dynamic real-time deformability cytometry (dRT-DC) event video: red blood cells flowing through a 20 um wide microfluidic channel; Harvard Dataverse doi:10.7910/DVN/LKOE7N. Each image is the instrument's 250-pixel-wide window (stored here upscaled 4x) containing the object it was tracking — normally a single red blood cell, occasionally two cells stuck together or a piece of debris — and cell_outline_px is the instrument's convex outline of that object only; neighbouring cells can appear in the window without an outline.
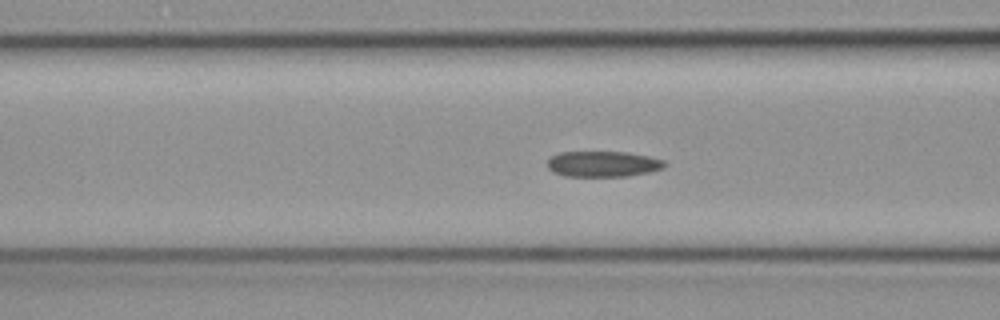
{"species": "common noctule bat (a hibernating species)", "species_latin": "Nyctalus noctula", "temperature_condition": "cold", "stored_images_in_passage": 41, "camera_frame_rate_fps": 3000, "um_per_image_px": 0.085, "animal": {"sex": "female", "body_mass_g": 19.3, "forearm_length_mm": 54.1}, "frame": {"image": 1, "passage_image": 5, "time_ms": 1.333, "image_size_px": [1000, 320], "cell_outline_px": [[668, 164], [664, 168], [652, 172], [628, 176], [564, 176], [552, 172], [548, 168], [548, 160], [552, 156], [560, 152], [628, 152], [648, 156], [664, 160]], "centroid_in_image_um": [51.29, 13.94], "position_along_channel_um": 115.3, "area_um2": 17.74}}
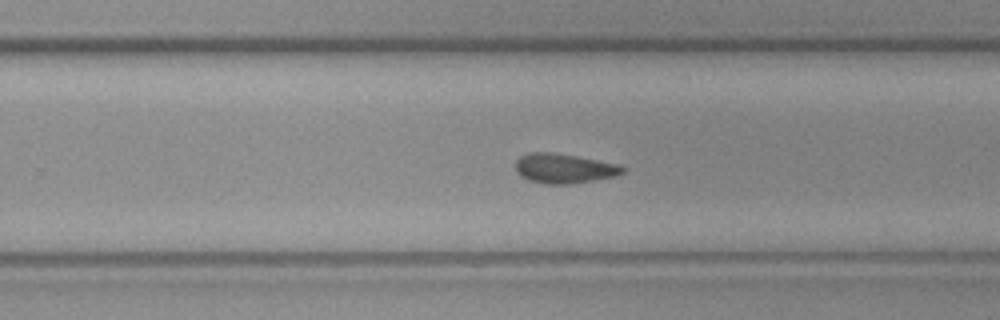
{"frame": {"image": 2, "passage_image": 19, "time_ms": 6.0, "image_size_px": [1000, 320], "cell_outline_px": [[624, 172], [616, 176], [568, 184], [544, 184], [528, 180], [520, 176], [516, 172], [516, 160], [520, 156], [528, 152], [552, 152], [576, 156], [620, 164], [624, 168]], "centroid_in_image_um": [47.91, 14.31], "position_along_channel_um": 281.9, "area_um2": 18.55}}
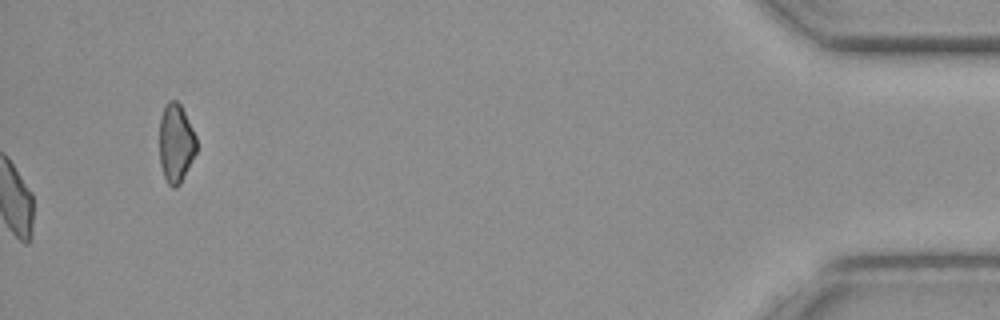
{"frame": {"image": 3, "passage_image": 41, "time_ms": 13.333, "image_size_px": [1000, 320], "cell_outline_px": [[196, 152], [180, 184], [176, 188], [172, 188], [168, 184], [164, 176], [160, 164], [160, 116], [168, 100], [176, 100], [180, 104], [196, 136]], "centroid_in_image_um": [14.94, 12.18], "position_along_channel_um": 420.3, "area_um2": 16.88}, "authors_computed_cell_mechanics": {"area_um2": 18.0336, "velocity_mm_per_s": 3.5754, "shape_relaxation_time_tau1_ms": null, "shape_relaxation_time_tau2_ms": 8.9265, "deformation_change_tau1": null, "deformation_change_tau2": 0.1668}}